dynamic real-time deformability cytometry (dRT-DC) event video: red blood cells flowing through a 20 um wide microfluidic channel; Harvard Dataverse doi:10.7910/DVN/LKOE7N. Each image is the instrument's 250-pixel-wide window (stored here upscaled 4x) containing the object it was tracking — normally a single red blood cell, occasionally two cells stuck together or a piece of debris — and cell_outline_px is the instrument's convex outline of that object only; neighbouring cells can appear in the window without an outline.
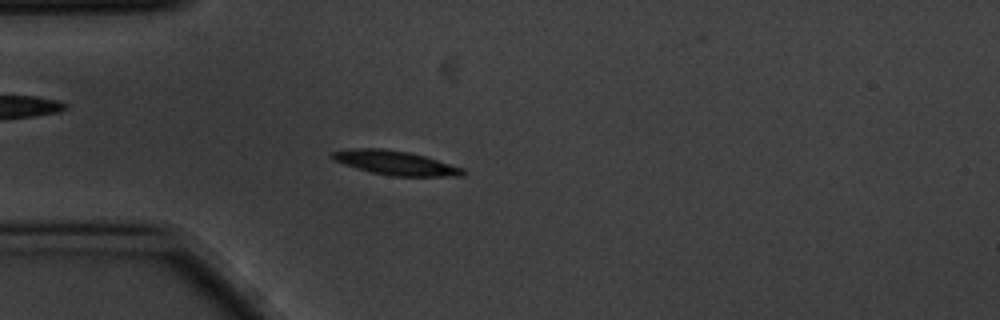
{"species": "common noctule bat (a hibernating species)", "species_latin": "Nyctalus noctula", "temperature_condition": "cold", "stored_images_in_passage": 4, "camera_frame_rate_fps": 3000, "um_per_image_px": 0.085, "animal": {"sex": "male", "body_mass_g": 20.1, "forearm_length_mm": 53.5}, "frame": {"image": 1, "passage_image": 4, "time_ms": 1.0, "image_size_px": [1000, 320], "cell_outline_px": [[468, 172], [464, 176], [392, 176], [372, 172], [356, 168], [332, 160], [328, 156], [332, 152], [352, 148], [380, 148], [408, 152], [424, 156], [464, 168]], "centroid_in_image_um": [33.6, 13.84], "position_along_channel_um": 51.4, "area_um2": 18.44}}